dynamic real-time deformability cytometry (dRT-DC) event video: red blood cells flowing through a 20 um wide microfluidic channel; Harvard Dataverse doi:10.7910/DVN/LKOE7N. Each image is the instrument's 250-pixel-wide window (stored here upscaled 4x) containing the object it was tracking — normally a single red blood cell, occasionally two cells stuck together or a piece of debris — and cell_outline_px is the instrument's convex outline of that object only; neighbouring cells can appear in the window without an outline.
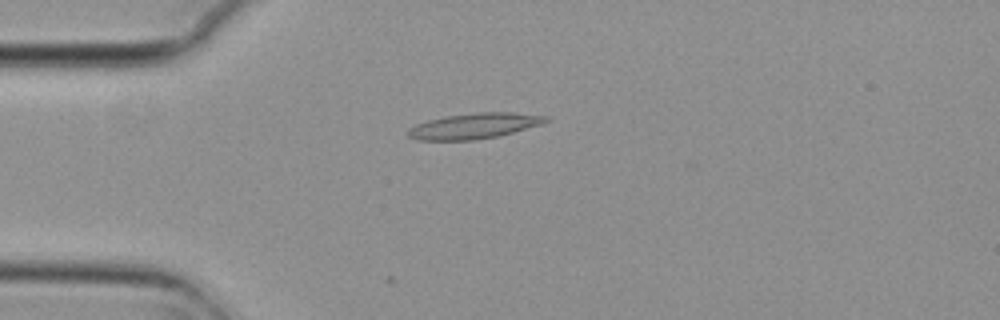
{"species": "common noctule bat (a hibernating species)", "species_latin": "Nyctalus noctula", "temperature_condition": "cold", "stored_images_in_passage": 6, "camera_frame_rate_fps": 3000, "um_per_image_px": 0.085, "animal": {"sex": "female", "body_mass_g": 29.2, "forearm_length_mm": 56.3}, "frame": {"image": 1, "passage_image": 4, "time_ms": 1.0, "image_size_px": [1000, 320], "cell_outline_px": [[552, 120], [540, 124], [512, 132], [496, 136], [476, 140], [416, 140], [408, 136], [408, 128], [416, 124], [428, 120], [444, 116], [476, 112], [512, 112], [548, 116]], "centroid_in_image_um": [40.29, 10.69], "position_along_channel_um": 44.7, "area_um2": 20.52}}
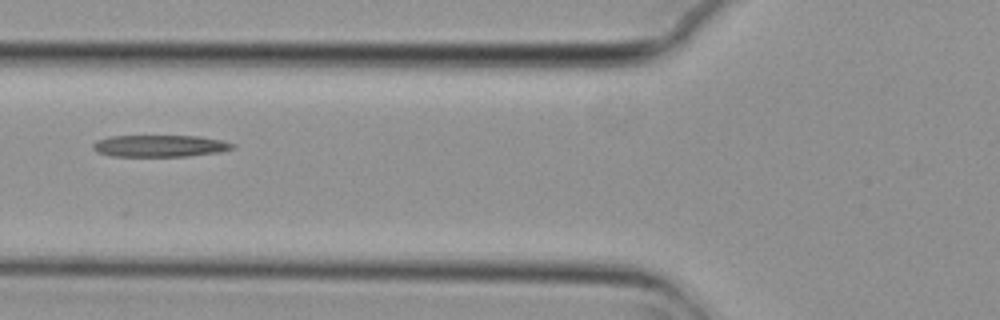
{"frame": {"image": 2, "passage_image": 6, "time_ms": 1.667, "image_size_px": [1000, 320], "cell_outline_px": [[236, 148], [220, 152], [188, 156], [112, 156], [96, 152], [92, 148], [92, 144], [96, 140], [112, 136], [200, 136], [220, 140], [236, 144]], "centroid_in_image_um": [13.6, 12.4], "position_along_channel_um": 112.2, "area_um2": 17.86}}